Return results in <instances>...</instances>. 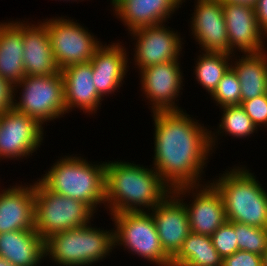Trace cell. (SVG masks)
Segmentation results:
<instances>
[{"instance_id": "cell-1", "label": "cell", "mask_w": 267, "mask_h": 266, "mask_svg": "<svg viewBox=\"0 0 267 266\" xmlns=\"http://www.w3.org/2000/svg\"><path fill=\"white\" fill-rule=\"evenodd\" d=\"M192 116L186 110L151 114L154 121L151 166L172 191L209 183L203 175L214 153L210 143L211 127Z\"/></svg>"}, {"instance_id": "cell-2", "label": "cell", "mask_w": 267, "mask_h": 266, "mask_svg": "<svg viewBox=\"0 0 267 266\" xmlns=\"http://www.w3.org/2000/svg\"><path fill=\"white\" fill-rule=\"evenodd\" d=\"M170 192L172 190L151 164L148 167L118 158L106 162V205L103 210L107 209L109 215L151 211Z\"/></svg>"}, {"instance_id": "cell-3", "label": "cell", "mask_w": 267, "mask_h": 266, "mask_svg": "<svg viewBox=\"0 0 267 266\" xmlns=\"http://www.w3.org/2000/svg\"><path fill=\"white\" fill-rule=\"evenodd\" d=\"M83 156H58L38 179L49 190L84 202L97 215L99 207L106 205V160L92 162Z\"/></svg>"}, {"instance_id": "cell-4", "label": "cell", "mask_w": 267, "mask_h": 266, "mask_svg": "<svg viewBox=\"0 0 267 266\" xmlns=\"http://www.w3.org/2000/svg\"><path fill=\"white\" fill-rule=\"evenodd\" d=\"M247 165H232L209 182L222 196L228 222L267 229V189Z\"/></svg>"}, {"instance_id": "cell-5", "label": "cell", "mask_w": 267, "mask_h": 266, "mask_svg": "<svg viewBox=\"0 0 267 266\" xmlns=\"http://www.w3.org/2000/svg\"><path fill=\"white\" fill-rule=\"evenodd\" d=\"M97 227L89 223L49 236L44 240L45 262L58 266H93L111 257L115 253L114 229Z\"/></svg>"}, {"instance_id": "cell-6", "label": "cell", "mask_w": 267, "mask_h": 266, "mask_svg": "<svg viewBox=\"0 0 267 266\" xmlns=\"http://www.w3.org/2000/svg\"><path fill=\"white\" fill-rule=\"evenodd\" d=\"M34 193V229L43 240L94 222L96 213L87 204L49 190L38 178L34 180Z\"/></svg>"}, {"instance_id": "cell-7", "label": "cell", "mask_w": 267, "mask_h": 266, "mask_svg": "<svg viewBox=\"0 0 267 266\" xmlns=\"http://www.w3.org/2000/svg\"><path fill=\"white\" fill-rule=\"evenodd\" d=\"M114 229V249H123L156 266H171L162 248L154 219L149 211L110 214ZM118 246V247H117ZM120 247V248H119Z\"/></svg>"}, {"instance_id": "cell-8", "label": "cell", "mask_w": 267, "mask_h": 266, "mask_svg": "<svg viewBox=\"0 0 267 266\" xmlns=\"http://www.w3.org/2000/svg\"><path fill=\"white\" fill-rule=\"evenodd\" d=\"M19 93V95H18ZM14 108L45 127L47 122L65 117L64 80L55 75L25 76L15 84Z\"/></svg>"}, {"instance_id": "cell-9", "label": "cell", "mask_w": 267, "mask_h": 266, "mask_svg": "<svg viewBox=\"0 0 267 266\" xmlns=\"http://www.w3.org/2000/svg\"><path fill=\"white\" fill-rule=\"evenodd\" d=\"M40 21L47 27L52 52L60 70L73 64L90 62L103 43L88 27L72 17L57 15Z\"/></svg>"}, {"instance_id": "cell-10", "label": "cell", "mask_w": 267, "mask_h": 266, "mask_svg": "<svg viewBox=\"0 0 267 266\" xmlns=\"http://www.w3.org/2000/svg\"><path fill=\"white\" fill-rule=\"evenodd\" d=\"M168 23L145 26L128 33L134 47L130 49L133 62L129 64L135 65L131 66L137 70L135 72L159 63L181 60L186 41L180 31L174 30Z\"/></svg>"}, {"instance_id": "cell-11", "label": "cell", "mask_w": 267, "mask_h": 266, "mask_svg": "<svg viewBox=\"0 0 267 266\" xmlns=\"http://www.w3.org/2000/svg\"><path fill=\"white\" fill-rule=\"evenodd\" d=\"M180 60L159 63L138 72L139 87L150 112L182 111L179 99L183 90L184 71ZM179 98V99H178ZM178 102V103H177Z\"/></svg>"}, {"instance_id": "cell-12", "label": "cell", "mask_w": 267, "mask_h": 266, "mask_svg": "<svg viewBox=\"0 0 267 266\" xmlns=\"http://www.w3.org/2000/svg\"><path fill=\"white\" fill-rule=\"evenodd\" d=\"M44 131L45 128L35 119L15 108L1 115L0 162H8L9 159L21 161L24 157L30 158L35 152L37 154L45 140L47 131Z\"/></svg>"}, {"instance_id": "cell-13", "label": "cell", "mask_w": 267, "mask_h": 266, "mask_svg": "<svg viewBox=\"0 0 267 266\" xmlns=\"http://www.w3.org/2000/svg\"><path fill=\"white\" fill-rule=\"evenodd\" d=\"M173 192L186 206L190 232L211 236L227 221L222 196L210 182L176 188Z\"/></svg>"}, {"instance_id": "cell-14", "label": "cell", "mask_w": 267, "mask_h": 266, "mask_svg": "<svg viewBox=\"0 0 267 266\" xmlns=\"http://www.w3.org/2000/svg\"><path fill=\"white\" fill-rule=\"evenodd\" d=\"M194 12L190 17V36L199 45V51L225 53L232 55L229 50V39L220 0H195Z\"/></svg>"}, {"instance_id": "cell-15", "label": "cell", "mask_w": 267, "mask_h": 266, "mask_svg": "<svg viewBox=\"0 0 267 266\" xmlns=\"http://www.w3.org/2000/svg\"><path fill=\"white\" fill-rule=\"evenodd\" d=\"M105 43V44H104ZM129 48L124 42H103L94 52L90 60L93 70V84L97 92L105 99L119 92L123 87L127 73L130 71Z\"/></svg>"}, {"instance_id": "cell-16", "label": "cell", "mask_w": 267, "mask_h": 266, "mask_svg": "<svg viewBox=\"0 0 267 266\" xmlns=\"http://www.w3.org/2000/svg\"><path fill=\"white\" fill-rule=\"evenodd\" d=\"M229 39V50L234 54L261 53L267 50V37L260 31L255 7L223 3Z\"/></svg>"}, {"instance_id": "cell-17", "label": "cell", "mask_w": 267, "mask_h": 266, "mask_svg": "<svg viewBox=\"0 0 267 266\" xmlns=\"http://www.w3.org/2000/svg\"><path fill=\"white\" fill-rule=\"evenodd\" d=\"M149 212L154 219L162 248L172 259L190 233L186 206L172 191Z\"/></svg>"}, {"instance_id": "cell-18", "label": "cell", "mask_w": 267, "mask_h": 266, "mask_svg": "<svg viewBox=\"0 0 267 266\" xmlns=\"http://www.w3.org/2000/svg\"><path fill=\"white\" fill-rule=\"evenodd\" d=\"M64 104L66 113L79 109L87 116L94 115L101 109L104 98L97 92L93 84L91 62L73 64L63 68ZM76 108V109H75Z\"/></svg>"}, {"instance_id": "cell-19", "label": "cell", "mask_w": 267, "mask_h": 266, "mask_svg": "<svg viewBox=\"0 0 267 266\" xmlns=\"http://www.w3.org/2000/svg\"><path fill=\"white\" fill-rule=\"evenodd\" d=\"M8 186L0 185V233L34 229V180Z\"/></svg>"}, {"instance_id": "cell-20", "label": "cell", "mask_w": 267, "mask_h": 266, "mask_svg": "<svg viewBox=\"0 0 267 266\" xmlns=\"http://www.w3.org/2000/svg\"><path fill=\"white\" fill-rule=\"evenodd\" d=\"M32 21L23 20L25 76L55 75L60 69L52 52L47 27L40 19Z\"/></svg>"}, {"instance_id": "cell-21", "label": "cell", "mask_w": 267, "mask_h": 266, "mask_svg": "<svg viewBox=\"0 0 267 266\" xmlns=\"http://www.w3.org/2000/svg\"><path fill=\"white\" fill-rule=\"evenodd\" d=\"M187 0H123L114 10L115 16L131 32L171 20Z\"/></svg>"}, {"instance_id": "cell-22", "label": "cell", "mask_w": 267, "mask_h": 266, "mask_svg": "<svg viewBox=\"0 0 267 266\" xmlns=\"http://www.w3.org/2000/svg\"><path fill=\"white\" fill-rule=\"evenodd\" d=\"M0 257L13 266H39L45 261L44 240L35 229L0 233Z\"/></svg>"}, {"instance_id": "cell-23", "label": "cell", "mask_w": 267, "mask_h": 266, "mask_svg": "<svg viewBox=\"0 0 267 266\" xmlns=\"http://www.w3.org/2000/svg\"><path fill=\"white\" fill-rule=\"evenodd\" d=\"M23 19L0 21V76L14 85L25 77Z\"/></svg>"}, {"instance_id": "cell-24", "label": "cell", "mask_w": 267, "mask_h": 266, "mask_svg": "<svg viewBox=\"0 0 267 266\" xmlns=\"http://www.w3.org/2000/svg\"><path fill=\"white\" fill-rule=\"evenodd\" d=\"M231 67L241 86V103L267 93V50L232 54Z\"/></svg>"}, {"instance_id": "cell-25", "label": "cell", "mask_w": 267, "mask_h": 266, "mask_svg": "<svg viewBox=\"0 0 267 266\" xmlns=\"http://www.w3.org/2000/svg\"><path fill=\"white\" fill-rule=\"evenodd\" d=\"M171 266H222V257L213 246L211 236L190 232Z\"/></svg>"}, {"instance_id": "cell-26", "label": "cell", "mask_w": 267, "mask_h": 266, "mask_svg": "<svg viewBox=\"0 0 267 266\" xmlns=\"http://www.w3.org/2000/svg\"><path fill=\"white\" fill-rule=\"evenodd\" d=\"M219 109H221L222 114L220 122L217 124V128H213L214 131L210 128V143L214 153L219 148L218 144L221 143L219 141L224 135V138L231 136L232 139L238 138V140H242L243 138L245 140L254 135V133H258L259 129L241 105L226 106Z\"/></svg>"}, {"instance_id": "cell-27", "label": "cell", "mask_w": 267, "mask_h": 266, "mask_svg": "<svg viewBox=\"0 0 267 266\" xmlns=\"http://www.w3.org/2000/svg\"><path fill=\"white\" fill-rule=\"evenodd\" d=\"M194 58L193 76L197 84L209 94L217 88L222 76L231 67L232 55L225 53L203 52Z\"/></svg>"}, {"instance_id": "cell-28", "label": "cell", "mask_w": 267, "mask_h": 266, "mask_svg": "<svg viewBox=\"0 0 267 266\" xmlns=\"http://www.w3.org/2000/svg\"><path fill=\"white\" fill-rule=\"evenodd\" d=\"M235 227L238 250L263 254L267 249V229L238 222H230Z\"/></svg>"}, {"instance_id": "cell-29", "label": "cell", "mask_w": 267, "mask_h": 266, "mask_svg": "<svg viewBox=\"0 0 267 266\" xmlns=\"http://www.w3.org/2000/svg\"><path fill=\"white\" fill-rule=\"evenodd\" d=\"M209 98L219 108L241 105V86L238 76L232 67L222 76L217 88Z\"/></svg>"}, {"instance_id": "cell-30", "label": "cell", "mask_w": 267, "mask_h": 266, "mask_svg": "<svg viewBox=\"0 0 267 266\" xmlns=\"http://www.w3.org/2000/svg\"><path fill=\"white\" fill-rule=\"evenodd\" d=\"M211 239L214 248L222 258L238 251L235 227L228 221L211 235Z\"/></svg>"}, {"instance_id": "cell-31", "label": "cell", "mask_w": 267, "mask_h": 266, "mask_svg": "<svg viewBox=\"0 0 267 266\" xmlns=\"http://www.w3.org/2000/svg\"><path fill=\"white\" fill-rule=\"evenodd\" d=\"M241 106L258 129L267 130V93L243 101Z\"/></svg>"}, {"instance_id": "cell-32", "label": "cell", "mask_w": 267, "mask_h": 266, "mask_svg": "<svg viewBox=\"0 0 267 266\" xmlns=\"http://www.w3.org/2000/svg\"><path fill=\"white\" fill-rule=\"evenodd\" d=\"M222 266H263L262 256L238 250L232 255L222 258Z\"/></svg>"}, {"instance_id": "cell-33", "label": "cell", "mask_w": 267, "mask_h": 266, "mask_svg": "<svg viewBox=\"0 0 267 266\" xmlns=\"http://www.w3.org/2000/svg\"><path fill=\"white\" fill-rule=\"evenodd\" d=\"M15 85L0 76V115L14 108Z\"/></svg>"}, {"instance_id": "cell-34", "label": "cell", "mask_w": 267, "mask_h": 266, "mask_svg": "<svg viewBox=\"0 0 267 266\" xmlns=\"http://www.w3.org/2000/svg\"><path fill=\"white\" fill-rule=\"evenodd\" d=\"M255 13L260 31L267 37V0H257Z\"/></svg>"}, {"instance_id": "cell-35", "label": "cell", "mask_w": 267, "mask_h": 266, "mask_svg": "<svg viewBox=\"0 0 267 266\" xmlns=\"http://www.w3.org/2000/svg\"><path fill=\"white\" fill-rule=\"evenodd\" d=\"M222 3H236L255 6L257 0H220Z\"/></svg>"}, {"instance_id": "cell-36", "label": "cell", "mask_w": 267, "mask_h": 266, "mask_svg": "<svg viewBox=\"0 0 267 266\" xmlns=\"http://www.w3.org/2000/svg\"><path fill=\"white\" fill-rule=\"evenodd\" d=\"M123 0H110V10H114Z\"/></svg>"}, {"instance_id": "cell-37", "label": "cell", "mask_w": 267, "mask_h": 266, "mask_svg": "<svg viewBox=\"0 0 267 266\" xmlns=\"http://www.w3.org/2000/svg\"><path fill=\"white\" fill-rule=\"evenodd\" d=\"M262 263L263 266H267V249L262 254Z\"/></svg>"}, {"instance_id": "cell-38", "label": "cell", "mask_w": 267, "mask_h": 266, "mask_svg": "<svg viewBox=\"0 0 267 266\" xmlns=\"http://www.w3.org/2000/svg\"><path fill=\"white\" fill-rule=\"evenodd\" d=\"M0 266H13L11 263L0 257Z\"/></svg>"}, {"instance_id": "cell-39", "label": "cell", "mask_w": 267, "mask_h": 266, "mask_svg": "<svg viewBox=\"0 0 267 266\" xmlns=\"http://www.w3.org/2000/svg\"><path fill=\"white\" fill-rule=\"evenodd\" d=\"M55 1H57V0H55ZM58 1H59V0H58ZM60 1H63V2H64V1H66V2L71 1V3H72V1H73V3H74V1H75V2L78 3L79 1L82 2V1H84V0H78V1H77V0H60Z\"/></svg>"}]
</instances>
